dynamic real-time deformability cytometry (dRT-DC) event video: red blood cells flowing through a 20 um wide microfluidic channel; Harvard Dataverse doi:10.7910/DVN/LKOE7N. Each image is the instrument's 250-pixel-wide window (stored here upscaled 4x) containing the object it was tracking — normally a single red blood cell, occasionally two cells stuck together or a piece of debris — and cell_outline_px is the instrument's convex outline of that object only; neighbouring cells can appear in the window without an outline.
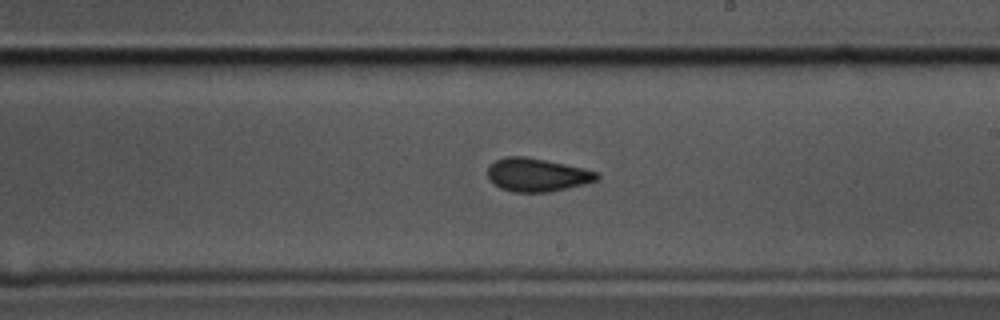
{"species": "common noctule bat (a hibernating species)", "species_latin": "Nyctalus noctula", "temperature_condition": "cold", "stored_images_in_passage": 57, "camera_frame_rate_fps": 3000, "um_per_image_px": 0.085, "animal": {"sex": "male", "body_mass_g": 17.5, "forearm_length_mm": 52.3}, "frame": {"image": 1, "passage_image": 33, "time_ms": 10.667, "image_size_px": [1000, 320], "cell_outline_px": [[600, 176], [596, 180], [584, 184], [548, 192], [512, 192], [500, 188], [492, 184], [488, 176], [488, 168], [496, 160], [508, 156], [524, 156], [584, 168], [600, 172]], "centroid_in_image_um": [45.65, 14.87], "position_along_channel_um": 243.4, "area_um2": 21.1}}
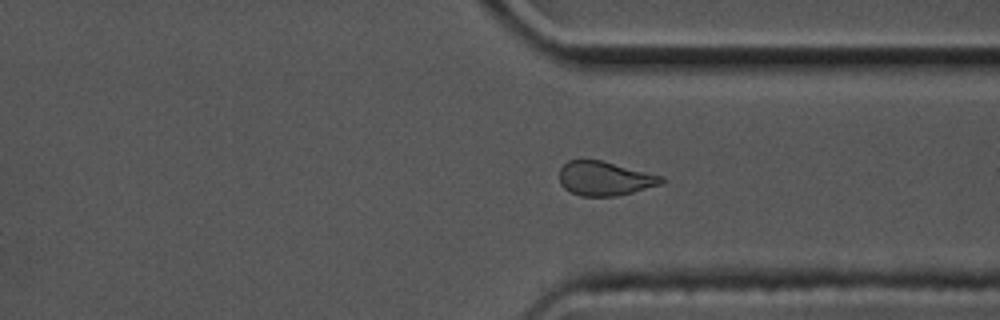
{"frame": {"image": 2, "passage_image": 43, "time_ms": 14.0, "image_size_px": [1000, 320], "cell_outline_px": [[664, 180], [660, 184], [632, 192], [616, 196], [580, 196], [564, 188], [560, 184], [560, 168], [568, 160], [600, 160], [664, 176]], "centroid_in_image_um": [51.38, 15.17], "position_along_channel_um": 360.0, "area_um2": 20.11}}
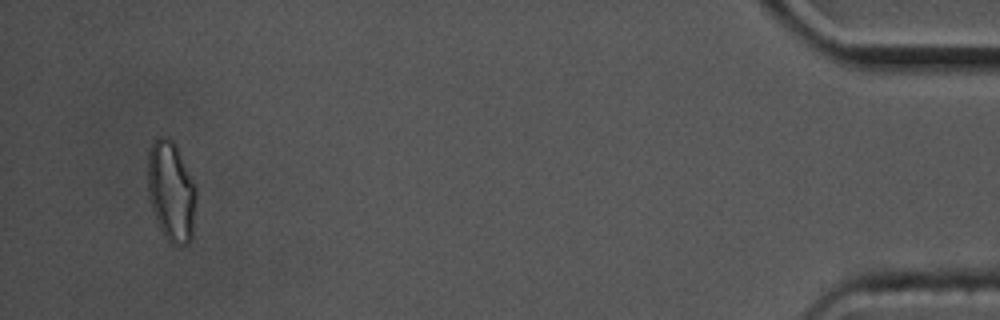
{"frame": {"image": 3, "passage_image": 55, "time_ms": 18.0, "image_size_px": [1000, 320], "cell_outline_px": [[196, 192], [192, 240], [188, 244], [180, 248], [172, 244], [164, 236], [156, 220], [148, 196], [148, 152], [156, 136], [164, 136], [172, 140], [176, 144], [196, 188]], "centroid_in_image_um": [14.55, 16.29], "position_along_channel_um": 420.7, "area_um2": 28.5}, "authors_computed_cell_mechanics": {"area_um2": 21.386, "velocity_mm_per_s": 3.4953, "shape_relaxation_time_tau1_ms": 6.5809, "shape_relaxation_time_tau2_ms": 2.3446, "deformation_change_tau1": 0.1296, "deformation_change_tau2": 0.0653}}